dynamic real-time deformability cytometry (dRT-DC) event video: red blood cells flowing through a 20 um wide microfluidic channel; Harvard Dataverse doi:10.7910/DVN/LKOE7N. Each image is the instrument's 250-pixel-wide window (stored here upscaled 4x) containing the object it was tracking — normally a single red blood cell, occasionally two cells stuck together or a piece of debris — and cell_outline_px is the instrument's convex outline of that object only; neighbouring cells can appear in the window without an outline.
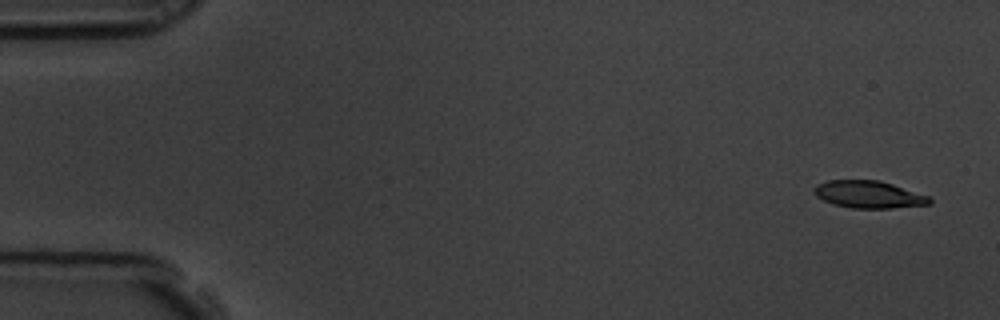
{"species": "common noctule bat (a hibernating species)", "species_latin": "Nyctalus noctula", "temperature_condition": "room temperature", "stored_images_in_passage": 16, "segment_of_instrument_passage": [1, 2], "camera_frame_rate_fps": 3000, "um_per_image_px": 0.085, "animal": {"sex": "male", "body_mass_g": 19.5, "forearm_length_mm": 54.6}, "frame": {"image": 1, "passage_image": 1, "time_ms": 0.0, "image_size_px": [1000, 320], "cell_outline_px": [[932, 204], [892, 208], [852, 208], [832, 204], [816, 196], [812, 192], [812, 188], [816, 184], [828, 180], [880, 180], [932, 196]], "centroid_in_image_um": [73.86, 16.52], "position_along_channel_um": 11.1, "area_um2": 18.73}}
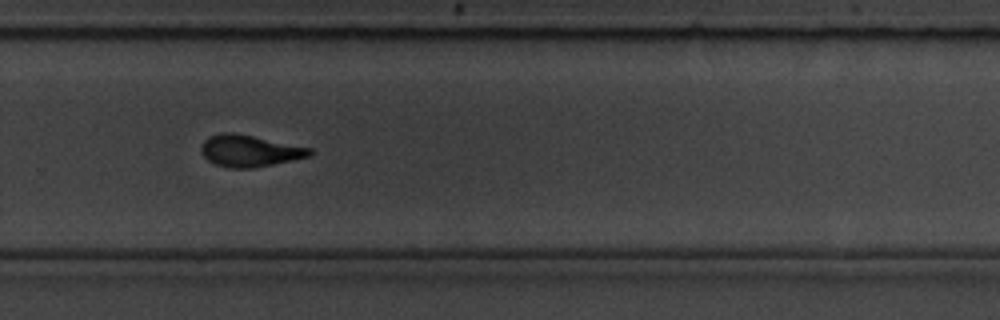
{"frame": {"image": 2, "passage_image": 11, "time_ms": 3.333, "image_size_px": [1000, 320], "cell_outline_px": [[312, 152], [308, 156], [272, 164], [252, 168], [228, 168], [216, 164], [208, 160], [204, 156], [200, 148], [204, 140], [208, 136], [220, 132], [228, 132], [252, 136], [312, 148]], "centroid_in_image_um": [21.16, 12.81], "position_along_channel_um": 308.6, "area_um2": 19.71}}
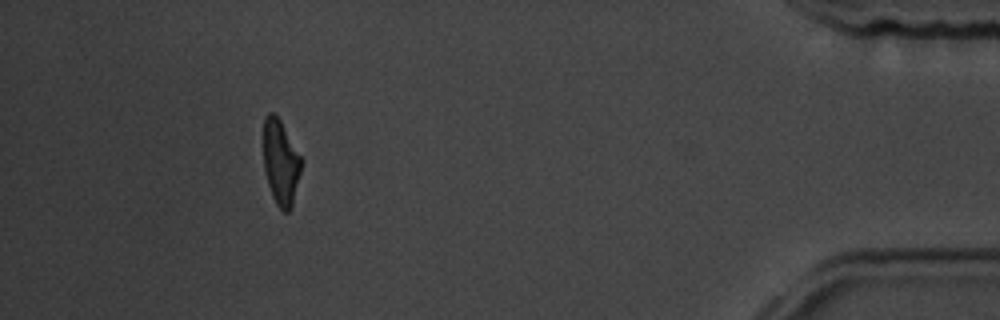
{"frame": {"image": 3, "passage_image": 14, "time_ms": 4.333, "image_size_px": [1000, 320], "cell_outline_px": [[304, 160], [292, 208], [288, 212], [284, 212], [276, 204], [272, 196], [268, 184], [264, 168], [264, 116], [268, 112], [272, 112], [280, 120]], "centroid_in_image_um": [23.89, 13.82], "position_along_channel_um": 411.3, "area_um2": 19.02}}